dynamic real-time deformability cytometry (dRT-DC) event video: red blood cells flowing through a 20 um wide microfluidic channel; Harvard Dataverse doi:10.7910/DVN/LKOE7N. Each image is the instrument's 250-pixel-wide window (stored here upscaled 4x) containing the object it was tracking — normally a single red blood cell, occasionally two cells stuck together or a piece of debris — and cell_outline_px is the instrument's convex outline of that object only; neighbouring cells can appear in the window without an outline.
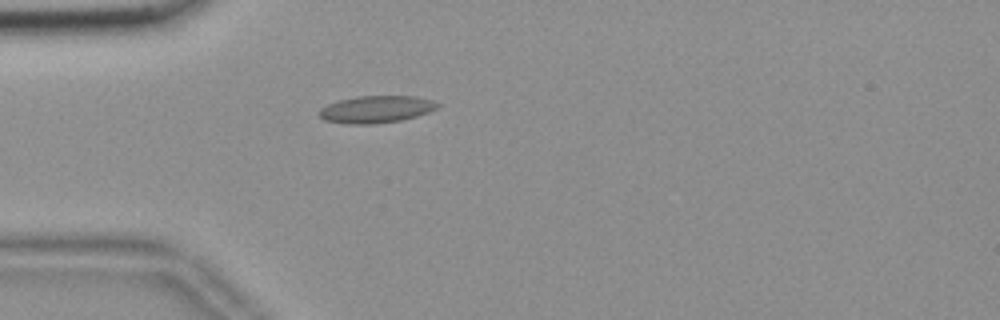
{"species": "common noctule bat (a hibernating species)", "species_latin": "Nyctalus noctula", "temperature_condition": "room temperature", "stored_images_in_passage": 42, "camera_frame_rate_fps": 3000, "um_per_image_px": 0.085, "animal": {"sex": "female", "body_mass_g": 18.4}, "frame": {"image": 1, "passage_image": 2, "time_ms": 0.333, "image_size_px": [1000, 320], "cell_outline_px": [[440, 104], [436, 108], [428, 112], [416, 116], [400, 120], [372, 124], [348, 124], [324, 120], [316, 112], [320, 108], [328, 104], [340, 100], [356, 96], [416, 96], [432, 100]], "centroid_in_image_um": [31.94, 9.29], "position_along_channel_um": 53.1, "area_um2": 18.67}}
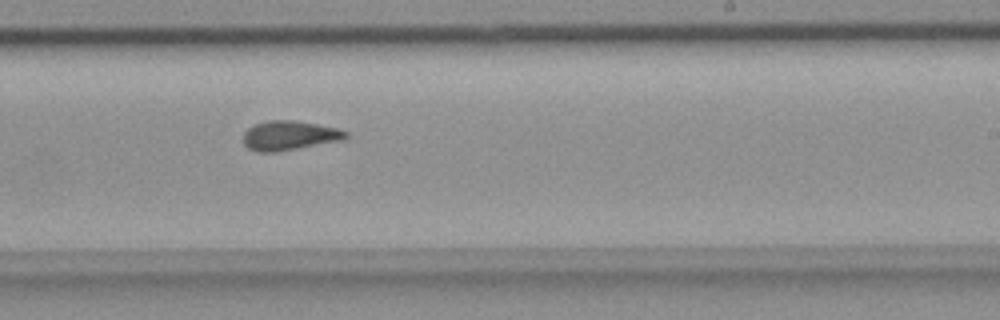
{"frame": {"image": 2, "passage_image": 20, "time_ms": 6.333, "image_size_px": [1000, 320], "cell_outline_px": [[352, 136], [344, 140], [276, 152], [256, 152], [248, 148], [244, 144], [244, 132], [248, 128], [256, 124], [268, 120], [292, 120], [316, 124], [336, 128], [348, 132]], "centroid_in_image_um": [24.63, 11.53], "position_along_channel_um": 264.4, "area_um2": 17.63}}
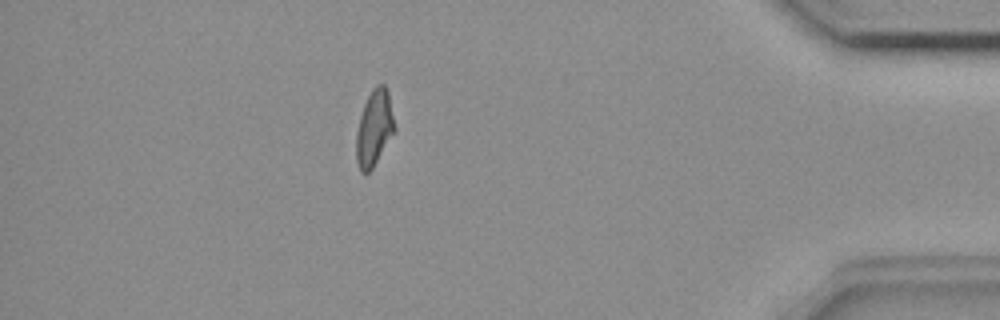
{"frame": {"image": 3, "passage_image": 35, "time_ms": 11.333, "image_size_px": [1000, 320], "cell_outline_px": [[396, 128], [372, 168], [368, 172], [360, 172], [356, 160], [356, 132], [360, 116], [364, 104], [372, 88], [376, 84], [384, 84], [388, 92]], "centroid_in_image_um": [31.8, 10.86], "position_along_channel_um": 403.4, "area_um2": 16.76}, "authors_computed_cell_mechanics": {"area_um2": 17.1088, "velocity_mm_per_s": 3.6614, "shape_relaxation_time_tau1_ms": null, "shape_relaxation_time_tau2_ms": 2.769, "deformation_change_tau1": null, "deformation_change_tau2": 0.0892}}